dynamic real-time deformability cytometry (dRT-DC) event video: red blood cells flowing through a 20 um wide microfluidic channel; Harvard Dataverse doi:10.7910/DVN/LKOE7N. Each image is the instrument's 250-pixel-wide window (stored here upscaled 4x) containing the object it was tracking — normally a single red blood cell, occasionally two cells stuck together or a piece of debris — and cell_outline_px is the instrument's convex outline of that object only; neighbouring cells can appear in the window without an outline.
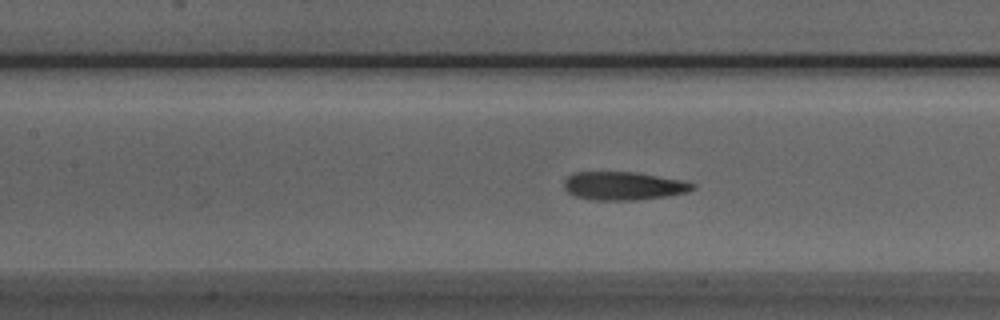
{"species": "Egyptian fruit bat (a non-hibernating species)", "species_latin": "Rousettus aegyptiacus", "temperature_condition": "room temperature", "stored_images_in_passage": 51, "camera_frame_rate_fps": 3000, "um_per_image_px": 0.085, "animal": {"sex": "male"}, "frame": {"image": 1, "passage_image": 21, "time_ms": 6.667, "image_size_px": [1000, 320], "cell_outline_px": [[696, 188], [688, 192], [664, 196], [632, 200], [596, 200], [576, 196], [568, 192], [564, 188], [564, 180], [568, 176], [576, 172], [636, 172], [680, 180], [696, 184]], "centroid_in_image_um": [52.99, 15.79], "position_along_channel_um": 154.4, "area_um2": 20.98}}
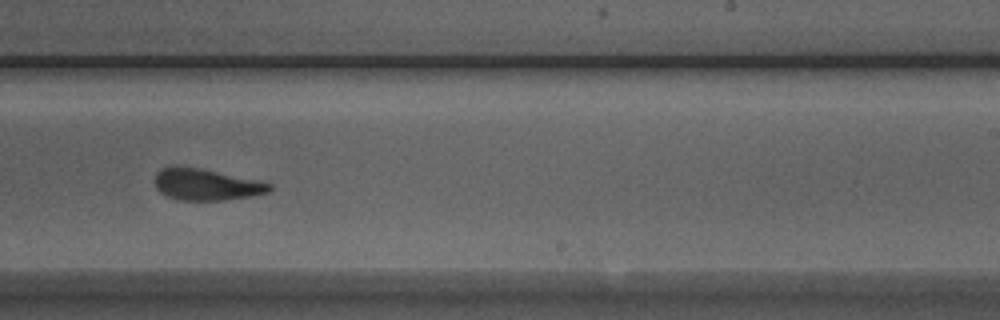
{"frame": {"image": 2, "passage_image": 30, "time_ms": 9.667, "image_size_px": [1000, 320], "cell_outline_px": [[272, 188], [268, 192], [252, 196], [224, 200], [176, 200], [160, 192], [156, 188], [156, 172], [160, 168], [172, 164], [176, 164], [196, 168], [272, 184]], "centroid_in_image_um": [17.44, 15.68], "position_along_channel_um": 271.6, "area_um2": 20.81}}
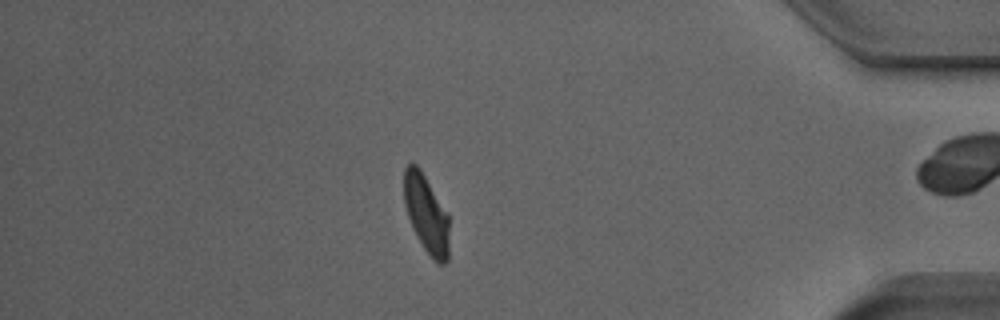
{"frame": {"image": 3, "passage_image": 43, "time_ms": 14.0, "image_size_px": [1000, 320], "cell_outline_px": [[448, 260], [444, 264], [436, 264], [432, 260], [416, 236], [412, 228], [404, 204], [404, 168], [408, 164], [416, 164], [420, 168], [448, 212]], "centroid_in_image_um": [36.24, 18.2], "position_along_channel_um": 399.0, "area_um2": 20.75}, "authors_computed_cell_mechanics": {"area_um2": 21.5594, "velocity_mm_per_s": 3.9156, "shape_relaxation_time_tau1_ms": 3.9696, "shape_relaxation_time_tau2_ms": 1.668, "deformation_change_tau1": 0.1702, "deformation_change_tau2": 0.0935}}